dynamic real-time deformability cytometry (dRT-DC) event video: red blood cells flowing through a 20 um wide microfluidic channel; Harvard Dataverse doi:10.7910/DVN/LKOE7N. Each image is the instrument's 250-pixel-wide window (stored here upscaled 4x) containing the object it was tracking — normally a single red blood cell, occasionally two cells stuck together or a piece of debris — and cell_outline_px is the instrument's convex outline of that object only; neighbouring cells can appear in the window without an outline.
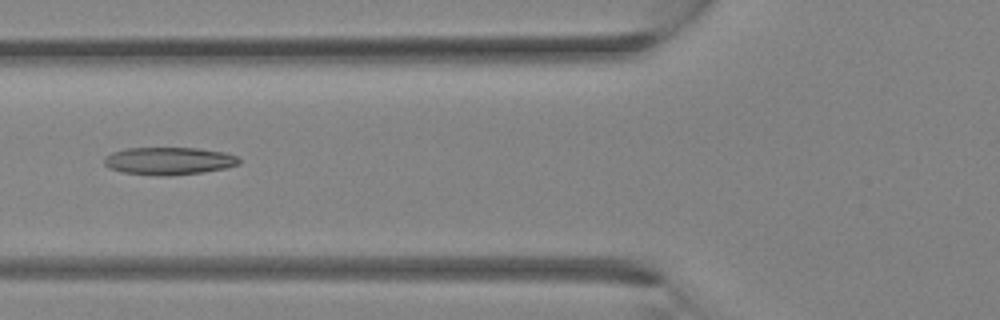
{"species": "Egyptian fruit bat (a non-hibernating species)", "species_latin": "Rousettus aegyptiacus", "temperature_condition": "room temperature", "stored_images_in_passage": 4, "camera_frame_rate_fps": 3000, "um_per_image_px": 0.085, "animal": {"sex": "female"}, "frame": {"image": 1, "passage_image": 4, "time_ms": 1.0, "image_size_px": [1000, 320], "cell_outline_px": [[240, 164], [224, 168], [200, 172], [168, 176], [156, 176], [124, 172], [108, 168], [104, 164], [104, 156], [112, 152], [128, 148], [196, 148], [224, 152], [236, 156], [240, 160]], "centroid_in_image_um": [14.32, 13.68], "position_along_channel_um": 111.5, "area_um2": 21.62}}